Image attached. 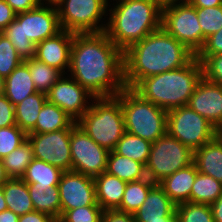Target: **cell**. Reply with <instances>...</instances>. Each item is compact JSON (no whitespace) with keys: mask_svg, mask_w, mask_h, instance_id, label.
Masks as SVG:
<instances>
[{"mask_svg":"<svg viewBox=\"0 0 222 222\" xmlns=\"http://www.w3.org/2000/svg\"><path fill=\"white\" fill-rule=\"evenodd\" d=\"M126 132L151 143L167 132V111L143 99L133 89L121 91Z\"/></svg>","mask_w":222,"mask_h":222,"instance_id":"8992f818","label":"cell"},{"mask_svg":"<svg viewBox=\"0 0 222 222\" xmlns=\"http://www.w3.org/2000/svg\"><path fill=\"white\" fill-rule=\"evenodd\" d=\"M197 171L222 183V140L216 136L194 151V160Z\"/></svg>","mask_w":222,"mask_h":222,"instance_id":"44dd1931","label":"cell"},{"mask_svg":"<svg viewBox=\"0 0 222 222\" xmlns=\"http://www.w3.org/2000/svg\"><path fill=\"white\" fill-rule=\"evenodd\" d=\"M16 125L14 105L5 96H0V128Z\"/></svg>","mask_w":222,"mask_h":222,"instance_id":"b9f144b4","label":"cell"},{"mask_svg":"<svg viewBox=\"0 0 222 222\" xmlns=\"http://www.w3.org/2000/svg\"><path fill=\"white\" fill-rule=\"evenodd\" d=\"M72 170L90 177L106 172L109 151L97 144L77 125L71 128Z\"/></svg>","mask_w":222,"mask_h":222,"instance_id":"8fae6325","label":"cell"},{"mask_svg":"<svg viewBox=\"0 0 222 222\" xmlns=\"http://www.w3.org/2000/svg\"><path fill=\"white\" fill-rule=\"evenodd\" d=\"M15 19L23 22L24 35L35 44L55 36L62 30L56 6L38 5L32 10L17 13Z\"/></svg>","mask_w":222,"mask_h":222,"instance_id":"9a60e30c","label":"cell"},{"mask_svg":"<svg viewBox=\"0 0 222 222\" xmlns=\"http://www.w3.org/2000/svg\"><path fill=\"white\" fill-rule=\"evenodd\" d=\"M167 132L195 151L213 140L218 129L187 105L168 111Z\"/></svg>","mask_w":222,"mask_h":222,"instance_id":"9c48e42d","label":"cell"},{"mask_svg":"<svg viewBox=\"0 0 222 222\" xmlns=\"http://www.w3.org/2000/svg\"><path fill=\"white\" fill-rule=\"evenodd\" d=\"M73 38V32L61 30L55 36L36 44L34 58L67 74L70 68Z\"/></svg>","mask_w":222,"mask_h":222,"instance_id":"e0dca14e","label":"cell"},{"mask_svg":"<svg viewBox=\"0 0 222 222\" xmlns=\"http://www.w3.org/2000/svg\"><path fill=\"white\" fill-rule=\"evenodd\" d=\"M195 8L216 7L222 5V0H187Z\"/></svg>","mask_w":222,"mask_h":222,"instance_id":"c3c4849f","label":"cell"},{"mask_svg":"<svg viewBox=\"0 0 222 222\" xmlns=\"http://www.w3.org/2000/svg\"><path fill=\"white\" fill-rule=\"evenodd\" d=\"M76 121L60 107L48 101L43 105L35 127L29 133H49L62 129H71Z\"/></svg>","mask_w":222,"mask_h":222,"instance_id":"603a6c76","label":"cell"},{"mask_svg":"<svg viewBox=\"0 0 222 222\" xmlns=\"http://www.w3.org/2000/svg\"><path fill=\"white\" fill-rule=\"evenodd\" d=\"M195 57L201 62L202 76L210 82L222 85V54Z\"/></svg>","mask_w":222,"mask_h":222,"instance_id":"ab89813d","label":"cell"},{"mask_svg":"<svg viewBox=\"0 0 222 222\" xmlns=\"http://www.w3.org/2000/svg\"><path fill=\"white\" fill-rule=\"evenodd\" d=\"M217 136H218L219 138H222V126L218 129V134H217Z\"/></svg>","mask_w":222,"mask_h":222,"instance_id":"6f0895ef","label":"cell"},{"mask_svg":"<svg viewBox=\"0 0 222 222\" xmlns=\"http://www.w3.org/2000/svg\"><path fill=\"white\" fill-rule=\"evenodd\" d=\"M161 26L195 55L202 48V29L196 8L187 0L163 6Z\"/></svg>","mask_w":222,"mask_h":222,"instance_id":"30bf717a","label":"cell"},{"mask_svg":"<svg viewBox=\"0 0 222 222\" xmlns=\"http://www.w3.org/2000/svg\"><path fill=\"white\" fill-rule=\"evenodd\" d=\"M133 215L135 222L162 220V217L177 216L176 204L156 183L148 192L141 207Z\"/></svg>","mask_w":222,"mask_h":222,"instance_id":"ac0fdd59","label":"cell"},{"mask_svg":"<svg viewBox=\"0 0 222 222\" xmlns=\"http://www.w3.org/2000/svg\"><path fill=\"white\" fill-rule=\"evenodd\" d=\"M152 143L139 137L125 132L118 141L114 151L122 156L128 157L146 165Z\"/></svg>","mask_w":222,"mask_h":222,"instance_id":"4dcf8cb0","label":"cell"},{"mask_svg":"<svg viewBox=\"0 0 222 222\" xmlns=\"http://www.w3.org/2000/svg\"><path fill=\"white\" fill-rule=\"evenodd\" d=\"M108 1L61 0L56 6L61 29L73 33L105 32L107 24L101 20L103 16H108V6H111Z\"/></svg>","mask_w":222,"mask_h":222,"instance_id":"ba28073f","label":"cell"},{"mask_svg":"<svg viewBox=\"0 0 222 222\" xmlns=\"http://www.w3.org/2000/svg\"><path fill=\"white\" fill-rule=\"evenodd\" d=\"M16 14L5 0H0V33L15 20Z\"/></svg>","mask_w":222,"mask_h":222,"instance_id":"7bdbcfd3","label":"cell"},{"mask_svg":"<svg viewBox=\"0 0 222 222\" xmlns=\"http://www.w3.org/2000/svg\"><path fill=\"white\" fill-rule=\"evenodd\" d=\"M202 77L201 62L194 57L181 68L142 79L133 90L143 99L168 112L188 105Z\"/></svg>","mask_w":222,"mask_h":222,"instance_id":"277c9868","label":"cell"},{"mask_svg":"<svg viewBox=\"0 0 222 222\" xmlns=\"http://www.w3.org/2000/svg\"><path fill=\"white\" fill-rule=\"evenodd\" d=\"M8 179H9V177L5 172L3 161H2V159H0V185L5 184Z\"/></svg>","mask_w":222,"mask_h":222,"instance_id":"f907efd6","label":"cell"},{"mask_svg":"<svg viewBox=\"0 0 222 222\" xmlns=\"http://www.w3.org/2000/svg\"><path fill=\"white\" fill-rule=\"evenodd\" d=\"M28 190L34 211L46 213L58 221L61 217V202L58 187L41 188L28 186Z\"/></svg>","mask_w":222,"mask_h":222,"instance_id":"83f0119b","label":"cell"},{"mask_svg":"<svg viewBox=\"0 0 222 222\" xmlns=\"http://www.w3.org/2000/svg\"><path fill=\"white\" fill-rule=\"evenodd\" d=\"M64 171L52 164L34 158L25 170L22 180L27 186H37L41 188L58 187Z\"/></svg>","mask_w":222,"mask_h":222,"instance_id":"cb8c5ba5","label":"cell"},{"mask_svg":"<svg viewBox=\"0 0 222 222\" xmlns=\"http://www.w3.org/2000/svg\"><path fill=\"white\" fill-rule=\"evenodd\" d=\"M27 140V133L17 125L0 128V159Z\"/></svg>","mask_w":222,"mask_h":222,"instance_id":"74e56055","label":"cell"},{"mask_svg":"<svg viewBox=\"0 0 222 222\" xmlns=\"http://www.w3.org/2000/svg\"><path fill=\"white\" fill-rule=\"evenodd\" d=\"M1 33L12 43L23 61L35 57L36 44L24 35L23 22L15 19Z\"/></svg>","mask_w":222,"mask_h":222,"instance_id":"836d02e7","label":"cell"},{"mask_svg":"<svg viewBox=\"0 0 222 222\" xmlns=\"http://www.w3.org/2000/svg\"><path fill=\"white\" fill-rule=\"evenodd\" d=\"M199 25L202 29V47L205 39L222 28V5L196 8Z\"/></svg>","mask_w":222,"mask_h":222,"instance_id":"d590c367","label":"cell"},{"mask_svg":"<svg viewBox=\"0 0 222 222\" xmlns=\"http://www.w3.org/2000/svg\"><path fill=\"white\" fill-rule=\"evenodd\" d=\"M195 54L162 26L123 52L124 82L133 89L142 79L181 68Z\"/></svg>","mask_w":222,"mask_h":222,"instance_id":"7a4b0ae2","label":"cell"},{"mask_svg":"<svg viewBox=\"0 0 222 222\" xmlns=\"http://www.w3.org/2000/svg\"><path fill=\"white\" fill-rule=\"evenodd\" d=\"M212 216L215 222H222V194L210 205Z\"/></svg>","mask_w":222,"mask_h":222,"instance_id":"7dc6e473","label":"cell"},{"mask_svg":"<svg viewBox=\"0 0 222 222\" xmlns=\"http://www.w3.org/2000/svg\"><path fill=\"white\" fill-rule=\"evenodd\" d=\"M102 222H135L133 214L118 210H106L103 212Z\"/></svg>","mask_w":222,"mask_h":222,"instance_id":"ee69618b","label":"cell"},{"mask_svg":"<svg viewBox=\"0 0 222 222\" xmlns=\"http://www.w3.org/2000/svg\"><path fill=\"white\" fill-rule=\"evenodd\" d=\"M61 215L71 209L99 205L96 201L94 178L76 171H65L58 183Z\"/></svg>","mask_w":222,"mask_h":222,"instance_id":"5bb4252c","label":"cell"},{"mask_svg":"<svg viewBox=\"0 0 222 222\" xmlns=\"http://www.w3.org/2000/svg\"><path fill=\"white\" fill-rule=\"evenodd\" d=\"M35 92L37 90L30 76L28 64L23 61L5 78L4 95L15 106Z\"/></svg>","mask_w":222,"mask_h":222,"instance_id":"7402d4cb","label":"cell"},{"mask_svg":"<svg viewBox=\"0 0 222 222\" xmlns=\"http://www.w3.org/2000/svg\"><path fill=\"white\" fill-rule=\"evenodd\" d=\"M155 184L148 177L127 182L121 204L117 210L134 214L146 200L148 192Z\"/></svg>","mask_w":222,"mask_h":222,"instance_id":"f1b7e54d","label":"cell"},{"mask_svg":"<svg viewBox=\"0 0 222 222\" xmlns=\"http://www.w3.org/2000/svg\"><path fill=\"white\" fill-rule=\"evenodd\" d=\"M178 222H215L209 204L183 202L176 205Z\"/></svg>","mask_w":222,"mask_h":222,"instance_id":"e575fe53","label":"cell"},{"mask_svg":"<svg viewBox=\"0 0 222 222\" xmlns=\"http://www.w3.org/2000/svg\"><path fill=\"white\" fill-rule=\"evenodd\" d=\"M37 1L39 5H51V6H57L61 2V0H37Z\"/></svg>","mask_w":222,"mask_h":222,"instance_id":"f5cc1de1","label":"cell"},{"mask_svg":"<svg viewBox=\"0 0 222 222\" xmlns=\"http://www.w3.org/2000/svg\"><path fill=\"white\" fill-rule=\"evenodd\" d=\"M18 222H57L53 217L39 211H32L19 216Z\"/></svg>","mask_w":222,"mask_h":222,"instance_id":"bcb514c9","label":"cell"},{"mask_svg":"<svg viewBox=\"0 0 222 222\" xmlns=\"http://www.w3.org/2000/svg\"><path fill=\"white\" fill-rule=\"evenodd\" d=\"M25 62L28 64L30 76L38 92L46 94L60 77L64 75L55 67L48 66L36 58L25 60Z\"/></svg>","mask_w":222,"mask_h":222,"instance_id":"d6a6232c","label":"cell"},{"mask_svg":"<svg viewBox=\"0 0 222 222\" xmlns=\"http://www.w3.org/2000/svg\"><path fill=\"white\" fill-rule=\"evenodd\" d=\"M194 151L168 132L152 143L145 165L147 177L159 183L163 178L193 164Z\"/></svg>","mask_w":222,"mask_h":222,"instance_id":"52a82bcc","label":"cell"},{"mask_svg":"<svg viewBox=\"0 0 222 222\" xmlns=\"http://www.w3.org/2000/svg\"><path fill=\"white\" fill-rule=\"evenodd\" d=\"M222 54V28L205 39L203 47L196 55Z\"/></svg>","mask_w":222,"mask_h":222,"instance_id":"60d3db41","label":"cell"},{"mask_svg":"<svg viewBox=\"0 0 222 222\" xmlns=\"http://www.w3.org/2000/svg\"><path fill=\"white\" fill-rule=\"evenodd\" d=\"M16 13L26 12L36 8L37 0H5Z\"/></svg>","mask_w":222,"mask_h":222,"instance_id":"f6af8a7d","label":"cell"},{"mask_svg":"<svg viewBox=\"0 0 222 222\" xmlns=\"http://www.w3.org/2000/svg\"><path fill=\"white\" fill-rule=\"evenodd\" d=\"M76 123L97 144L109 152L113 151L126 132L121 92L112 97L95 98Z\"/></svg>","mask_w":222,"mask_h":222,"instance_id":"5b68a950","label":"cell"},{"mask_svg":"<svg viewBox=\"0 0 222 222\" xmlns=\"http://www.w3.org/2000/svg\"><path fill=\"white\" fill-rule=\"evenodd\" d=\"M71 129L49 133H28L27 139L33 149V157L65 171L72 170L70 152Z\"/></svg>","mask_w":222,"mask_h":222,"instance_id":"7c38bea8","label":"cell"},{"mask_svg":"<svg viewBox=\"0 0 222 222\" xmlns=\"http://www.w3.org/2000/svg\"><path fill=\"white\" fill-rule=\"evenodd\" d=\"M19 216L11 210L0 212V222H18Z\"/></svg>","mask_w":222,"mask_h":222,"instance_id":"681fc988","label":"cell"},{"mask_svg":"<svg viewBox=\"0 0 222 222\" xmlns=\"http://www.w3.org/2000/svg\"><path fill=\"white\" fill-rule=\"evenodd\" d=\"M46 96L48 102L60 107L76 122L85 114L96 98L68 74L67 77L65 74L62 75L46 93Z\"/></svg>","mask_w":222,"mask_h":222,"instance_id":"4fadbf2b","label":"cell"},{"mask_svg":"<svg viewBox=\"0 0 222 222\" xmlns=\"http://www.w3.org/2000/svg\"><path fill=\"white\" fill-rule=\"evenodd\" d=\"M68 72L96 98L116 96L126 88L123 51L105 32L74 33Z\"/></svg>","mask_w":222,"mask_h":222,"instance_id":"6da1fadb","label":"cell"},{"mask_svg":"<svg viewBox=\"0 0 222 222\" xmlns=\"http://www.w3.org/2000/svg\"><path fill=\"white\" fill-rule=\"evenodd\" d=\"M105 33L123 52L161 27L162 6L156 0H115Z\"/></svg>","mask_w":222,"mask_h":222,"instance_id":"3957f363","label":"cell"},{"mask_svg":"<svg viewBox=\"0 0 222 222\" xmlns=\"http://www.w3.org/2000/svg\"><path fill=\"white\" fill-rule=\"evenodd\" d=\"M3 186L7 209L21 216L34 211L27 183L21 178H9Z\"/></svg>","mask_w":222,"mask_h":222,"instance_id":"d4e9b609","label":"cell"},{"mask_svg":"<svg viewBox=\"0 0 222 222\" xmlns=\"http://www.w3.org/2000/svg\"><path fill=\"white\" fill-rule=\"evenodd\" d=\"M106 172L125 182L147 178L143 163L119 155L114 150L109 152Z\"/></svg>","mask_w":222,"mask_h":222,"instance_id":"484cf974","label":"cell"},{"mask_svg":"<svg viewBox=\"0 0 222 222\" xmlns=\"http://www.w3.org/2000/svg\"><path fill=\"white\" fill-rule=\"evenodd\" d=\"M197 173V168L193 163L163 178L158 185L176 205L183 202H190L191 188L195 182Z\"/></svg>","mask_w":222,"mask_h":222,"instance_id":"d6986e66","label":"cell"},{"mask_svg":"<svg viewBox=\"0 0 222 222\" xmlns=\"http://www.w3.org/2000/svg\"><path fill=\"white\" fill-rule=\"evenodd\" d=\"M104 210L99 205H89L65 211L57 222H102Z\"/></svg>","mask_w":222,"mask_h":222,"instance_id":"f35d334b","label":"cell"},{"mask_svg":"<svg viewBox=\"0 0 222 222\" xmlns=\"http://www.w3.org/2000/svg\"><path fill=\"white\" fill-rule=\"evenodd\" d=\"M147 222H178V220L177 216H166L162 217V220L147 221Z\"/></svg>","mask_w":222,"mask_h":222,"instance_id":"db71d44e","label":"cell"},{"mask_svg":"<svg viewBox=\"0 0 222 222\" xmlns=\"http://www.w3.org/2000/svg\"><path fill=\"white\" fill-rule=\"evenodd\" d=\"M7 210V204L4 198L3 186L0 185V212Z\"/></svg>","mask_w":222,"mask_h":222,"instance_id":"816d5d0a","label":"cell"},{"mask_svg":"<svg viewBox=\"0 0 222 222\" xmlns=\"http://www.w3.org/2000/svg\"><path fill=\"white\" fill-rule=\"evenodd\" d=\"M162 7L168 4L176 3V2H183L186 0H156Z\"/></svg>","mask_w":222,"mask_h":222,"instance_id":"11a10c76","label":"cell"},{"mask_svg":"<svg viewBox=\"0 0 222 222\" xmlns=\"http://www.w3.org/2000/svg\"><path fill=\"white\" fill-rule=\"evenodd\" d=\"M47 101L43 92H35L14 106L16 125L27 134L35 127L38 114Z\"/></svg>","mask_w":222,"mask_h":222,"instance_id":"4316f807","label":"cell"},{"mask_svg":"<svg viewBox=\"0 0 222 222\" xmlns=\"http://www.w3.org/2000/svg\"><path fill=\"white\" fill-rule=\"evenodd\" d=\"M22 62L12 43L0 33V76L6 78Z\"/></svg>","mask_w":222,"mask_h":222,"instance_id":"8d00e7d4","label":"cell"},{"mask_svg":"<svg viewBox=\"0 0 222 222\" xmlns=\"http://www.w3.org/2000/svg\"><path fill=\"white\" fill-rule=\"evenodd\" d=\"M188 106L219 129L222 126V85L202 77L190 97Z\"/></svg>","mask_w":222,"mask_h":222,"instance_id":"2e32d148","label":"cell"},{"mask_svg":"<svg viewBox=\"0 0 222 222\" xmlns=\"http://www.w3.org/2000/svg\"><path fill=\"white\" fill-rule=\"evenodd\" d=\"M33 159V149L27 139L10 154L2 158V161L9 178H22Z\"/></svg>","mask_w":222,"mask_h":222,"instance_id":"1f68e13d","label":"cell"},{"mask_svg":"<svg viewBox=\"0 0 222 222\" xmlns=\"http://www.w3.org/2000/svg\"><path fill=\"white\" fill-rule=\"evenodd\" d=\"M221 194L222 183L220 181L198 172L191 188L190 202L211 205Z\"/></svg>","mask_w":222,"mask_h":222,"instance_id":"f546056e","label":"cell"},{"mask_svg":"<svg viewBox=\"0 0 222 222\" xmlns=\"http://www.w3.org/2000/svg\"><path fill=\"white\" fill-rule=\"evenodd\" d=\"M96 201L104 210H117L121 204L127 182L103 172L94 177Z\"/></svg>","mask_w":222,"mask_h":222,"instance_id":"ffe728a7","label":"cell"},{"mask_svg":"<svg viewBox=\"0 0 222 222\" xmlns=\"http://www.w3.org/2000/svg\"><path fill=\"white\" fill-rule=\"evenodd\" d=\"M5 92V78L0 76V96H3Z\"/></svg>","mask_w":222,"mask_h":222,"instance_id":"9f6ffc18","label":"cell"}]
</instances>
